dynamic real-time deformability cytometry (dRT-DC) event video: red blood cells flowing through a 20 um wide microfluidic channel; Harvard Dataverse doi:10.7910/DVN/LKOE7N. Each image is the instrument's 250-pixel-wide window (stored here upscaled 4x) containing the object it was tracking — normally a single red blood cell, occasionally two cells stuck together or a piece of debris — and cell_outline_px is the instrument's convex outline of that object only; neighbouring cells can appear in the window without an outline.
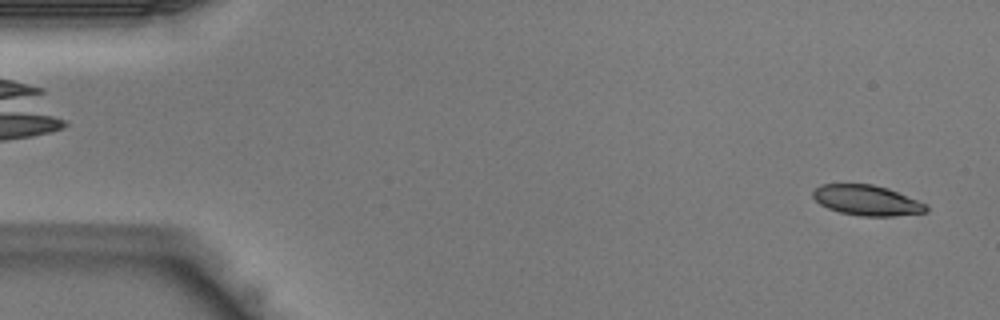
{"species": "Egyptian fruit bat (a non-hibernating species)", "species_latin": "Rousettus aegyptiacus", "temperature_condition": "warm", "stored_images_in_passage": 41, "camera_frame_rate_fps": 3000, "um_per_image_px": 0.085, "animal": {"sex": "male"}, "frame": {"image": 1, "passage_image": 1, "time_ms": 0.0, "image_size_px": [1000, 320], "cell_outline_px": [[928, 212], [892, 216], [860, 216], [840, 212], [828, 208], [820, 204], [812, 196], [812, 192], [820, 184], [872, 184], [888, 188], [928, 204]], "centroid_in_image_um": [73.7, 17.03], "position_along_channel_um": 11.3, "area_um2": 20.06}}
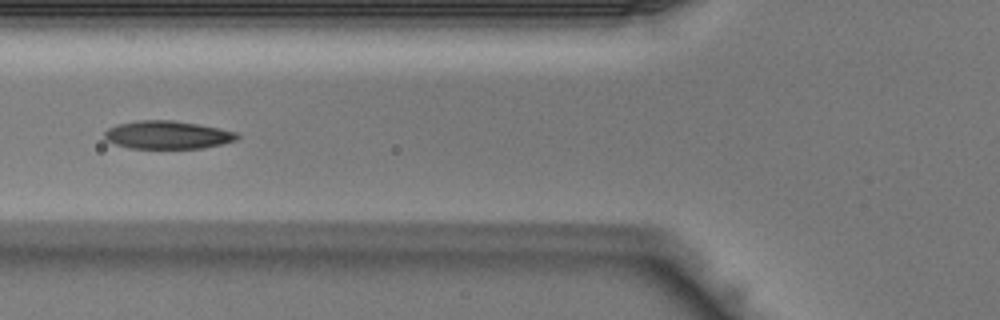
{"frame": {"image": 2, "passage_image": 15, "time_ms": 4.667, "image_size_px": [1000, 320], "cell_outline_px": [[240, 136], [236, 140], [220, 144], [200, 148], [132, 148], [116, 144], [104, 140], [104, 132], [108, 128], [116, 124], [140, 120], [172, 120], [220, 128], [240, 132]], "centroid_in_image_um": [14.23, 11.46], "position_along_channel_um": 111.6, "area_um2": 21.68}}
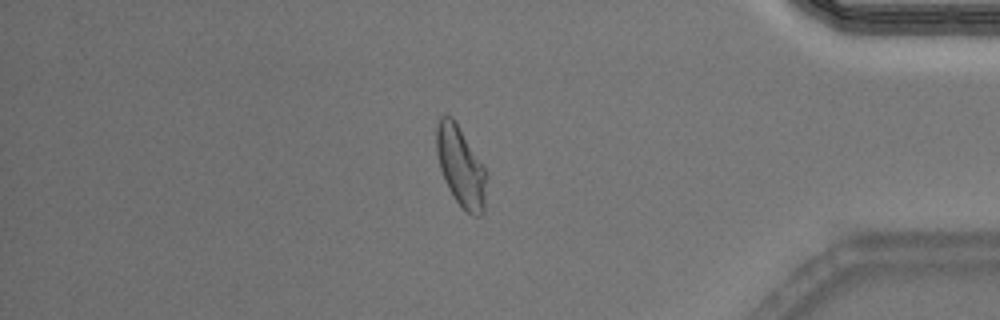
{"frame": {"image": 3, "passage_image": 35, "time_ms": 11.333, "image_size_px": [1000, 320], "cell_outline_px": [[488, 176], [484, 212], [480, 216], [472, 216], [456, 200], [448, 188], [440, 168], [436, 152], [436, 124], [440, 116], [452, 116], [484, 168]], "centroid_in_image_um": [39.17, 14.18], "position_along_channel_um": 396.0, "area_um2": 23.12}}